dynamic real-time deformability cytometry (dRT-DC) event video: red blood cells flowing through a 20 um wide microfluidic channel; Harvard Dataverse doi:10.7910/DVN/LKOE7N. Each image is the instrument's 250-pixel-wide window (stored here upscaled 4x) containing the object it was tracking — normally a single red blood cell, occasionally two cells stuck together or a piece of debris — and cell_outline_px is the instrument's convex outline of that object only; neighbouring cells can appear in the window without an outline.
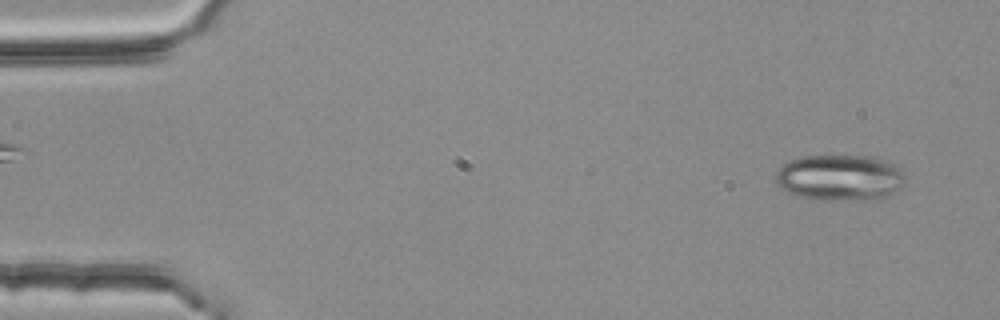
{"species": "common noctule bat (a hibernating species)", "species_latin": "Nyctalus noctula", "temperature_condition": "room temperature", "stored_images_in_passage": 54, "camera_frame_rate_fps": 3000, "um_per_image_px": 0.085, "animal": {"sex": "female", "body_mass_g": 25.1}, "frame": {"image": 1, "passage_image": 3, "time_ms": 0.667, "image_size_px": [1000, 320], "cell_outline_px": [[904, 184], [900, 188], [880, 200], [824, 200], [796, 196], [780, 188], [776, 184], [776, 172], [784, 164], [800, 156], [872, 156], [888, 160], [900, 168], [904, 172]], "centroid_in_image_um": [71.42, 15.11], "position_along_channel_um": 13.6, "area_um2": 35.2}}
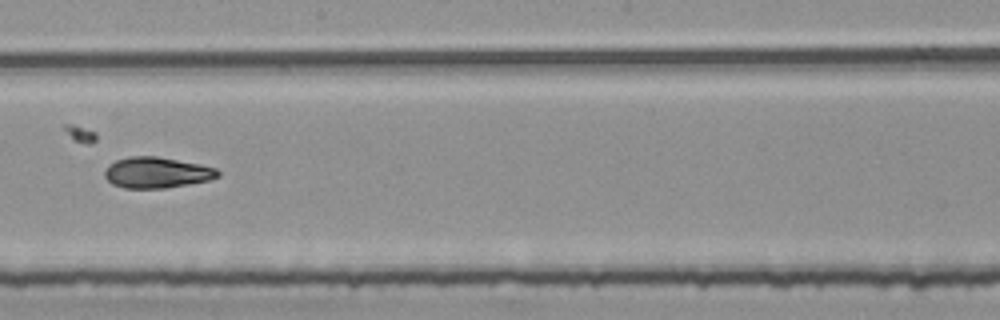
{"frame": {"image": 2, "passage_image": 30, "time_ms": 9.667, "image_size_px": [1000, 320], "cell_outline_px": [[220, 176], [208, 180], [188, 184], [164, 188], [124, 188], [112, 184], [104, 176], [104, 172], [108, 164], [116, 160], [128, 156], [156, 156], [200, 164], [216, 168], [220, 172]], "centroid_in_image_um": [13.3, 14.66], "position_along_channel_um": 234.9, "area_um2": 20.4}}
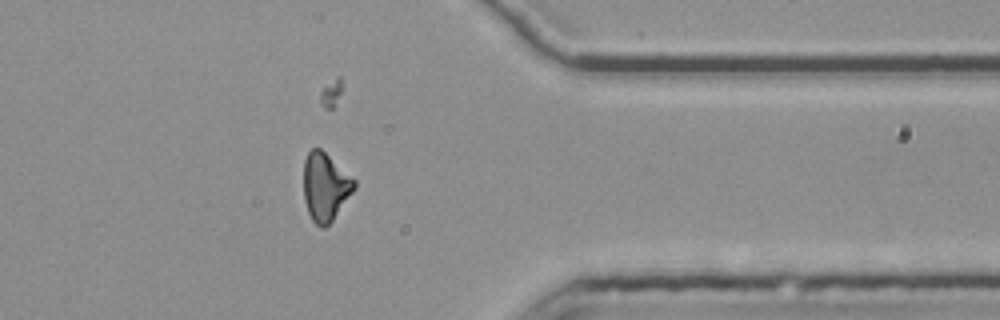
{"frame": {"image": 3, "passage_image": 43, "time_ms": 14.0, "image_size_px": [1000, 320], "cell_outline_px": [[356, 188], [332, 220], [324, 228], [320, 228], [312, 220], [308, 212], [304, 200], [304, 160], [308, 152], [312, 148], [320, 148], [356, 180]], "centroid_in_image_um": [27.65, 15.88], "position_along_channel_um": 383.8, "area_um2": 20.0}, "authors_computed_cell_mechanics": {"area_um2": 20.9236, "velocity_mm_per_s": 3.7588, "shape_relaxation_time_tau1_ms": null, "shape_relaxation_time_tau2_ms": 9.1967, "deformation_change_tau1": null, "deformation_change_tau2": 0.2069}}